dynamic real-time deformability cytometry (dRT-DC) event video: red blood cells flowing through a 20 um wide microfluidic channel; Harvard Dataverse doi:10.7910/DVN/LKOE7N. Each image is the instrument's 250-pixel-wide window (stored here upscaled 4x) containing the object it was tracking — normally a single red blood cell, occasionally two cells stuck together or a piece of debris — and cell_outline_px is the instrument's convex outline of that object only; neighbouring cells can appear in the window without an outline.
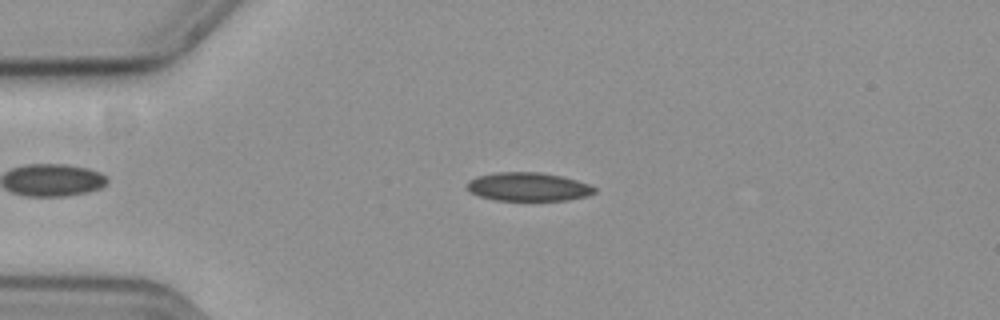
{"species": "common noctule bat (a hibernating species)", "species_latin": "Nyctalus noctula", "temperature_condition": "cold", "stored_images_in_passage": 23, "camera_frame_rate_fps": 3000, "um_per_image_px": 0.085, "animal": {"sex": "female", "body_mass_g": 19.3, "forearm_length_mm": 54.1}, "frame": {"image": 1, "passage_image": 2, "time_ms": 0.333, "image_size_px": [1000, 320], "cell_outline_px": [[596, 192], [588, 196], [564, 200], [496, 200], [480, 196], [472, 192], [468, 188], [468, 180], [476, 176], [496, 172], [540, 172], [564, 176], [588, 184], [596, 188]], "centroid_in_image_um": [44.92, 15.86], "position_along_channel_um": 40.1, "area_um2": 21.15}}
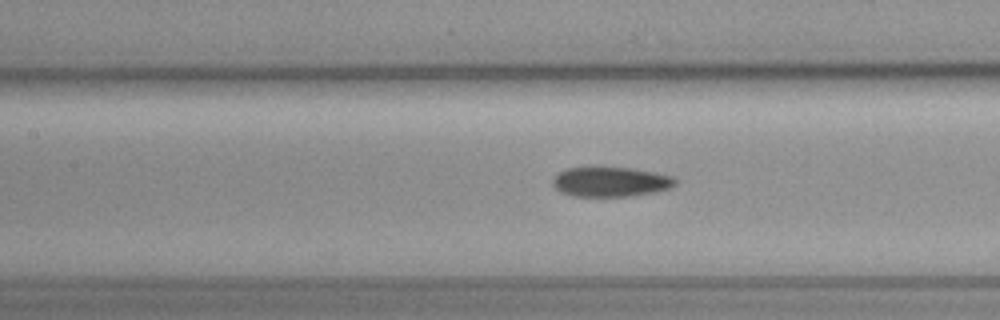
{"frame": {"image": 2, "passage_image": 14, "time_ms": 4.333, "image_size_px": [1000, 320], "cell_outline_px": [[676, 184], [668, 188], [656, 192], [628, 196], [572, 196], [560, 192], [552, 184], [552, 180], [564, 168], [592, 164], [596, 164], [632, 168], [656, 172], [676, 176]], "centroid_in_image_um": [51.88, 15.4], "position_along_channel_um": 155.5, "area_um2": 22.25}}
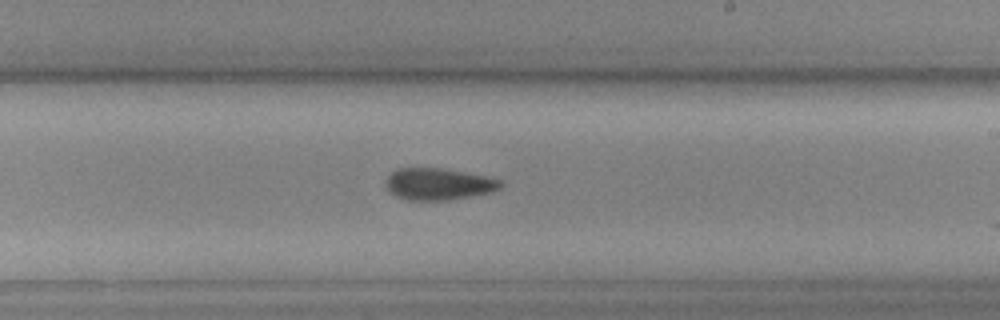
{"frame": {"image": 3, "passage_image": 22, "time_ms": 7.0, "image_size_px": [1000, 320], "cell_outline_px": [[504, 184], [500, 188], [492, 192], [452, 200], [408, 200], [396, 196], [384, 184], [384, 180], [396, 168], [440, 168], [464, 172], [504, 180]], "centroid_in_image_um": [37.29, 15.65], "position_along_channel_um": 251.7, "area_um2": 21.39}}